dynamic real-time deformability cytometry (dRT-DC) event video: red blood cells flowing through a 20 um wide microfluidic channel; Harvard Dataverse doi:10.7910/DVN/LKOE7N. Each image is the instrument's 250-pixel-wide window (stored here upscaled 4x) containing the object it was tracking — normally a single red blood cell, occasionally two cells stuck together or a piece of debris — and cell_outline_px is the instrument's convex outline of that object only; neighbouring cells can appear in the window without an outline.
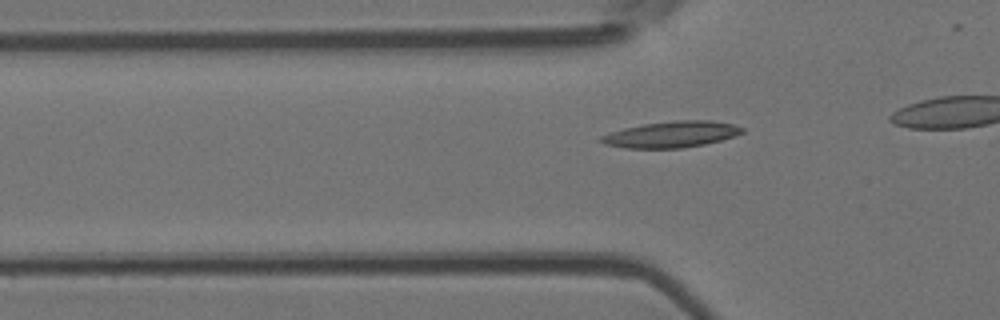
{"species": "Egyptian fruit bat (a non-hibernating species)", "species_latin": "Rousettus aegyptiacus", "temperature_condition": "room temperature", "stored_images_in_passage": 27, "camera_frame_rate_fps": 3000, "um_per_image_px": 0.085, "animal": {"sex": "female"}, "frame": {"image": 1, "passage_image": 2, "time_ms": 0.333, "image_size_px": [1000, 320], "cell_outline_px": [[744, 132], [736, 136], [704, 144], [680, 148], [628, 148], [604, 144], [596, 140], [600, 136], [624, 128], [644, 124], [676, 120], [712, 120], [732, 124], [744, 128]], "centroid_in_image_um": [57.07, 11.42], "position_along_channel_um": 68.7, "area_um2": 21.5}}
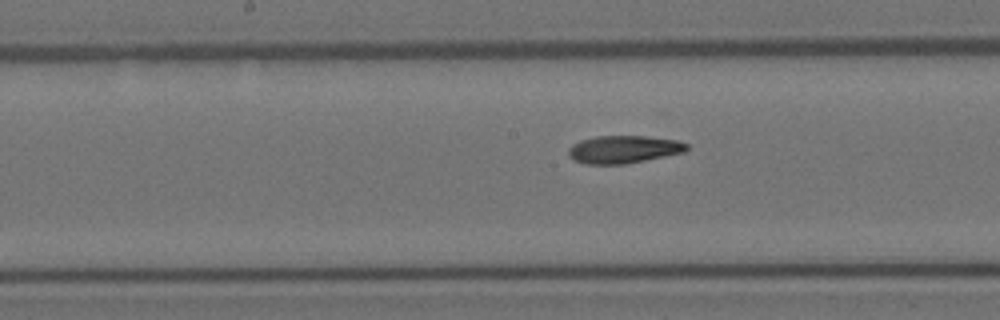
{"frame": {"image": 2, "passage_image": 12, "time_ms": 3.667, "image_size_px": [1000, 320], "cell_outline_px": [[688, 148], [684, 152], [624, 164], [588, 164], [576, 160], [568, 152], [568, 148], [572, 144], [580, 140], [596, 136], [644, 136], [676, 140], [688, 144]], "centroid_in_image_um": [53.0, 12.68], "position_along_channel_um": 195.2, "area_um2": 18.79}}
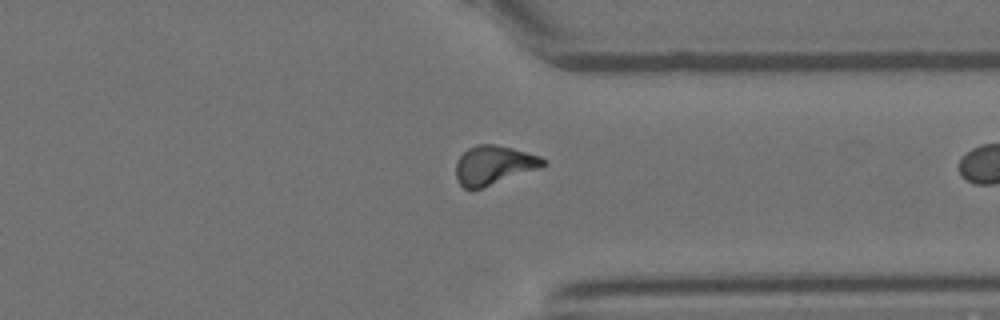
{"frame": {"image": 3, "passage_image": 26, "time_ms": 8.333, "image_size_px": [1000, 320], "cell_outline_px": [[548, 164], [540, 168], [480, 188], [464, 188], [456, 180], [456, 160], [468, 148], [476, 144], [492, 144], [512, 148], [540, 156]], "centroid_in_image_um": [41.95, 14.02], "position_along_channel_um": 369.4, "area_um2": 19.59}}